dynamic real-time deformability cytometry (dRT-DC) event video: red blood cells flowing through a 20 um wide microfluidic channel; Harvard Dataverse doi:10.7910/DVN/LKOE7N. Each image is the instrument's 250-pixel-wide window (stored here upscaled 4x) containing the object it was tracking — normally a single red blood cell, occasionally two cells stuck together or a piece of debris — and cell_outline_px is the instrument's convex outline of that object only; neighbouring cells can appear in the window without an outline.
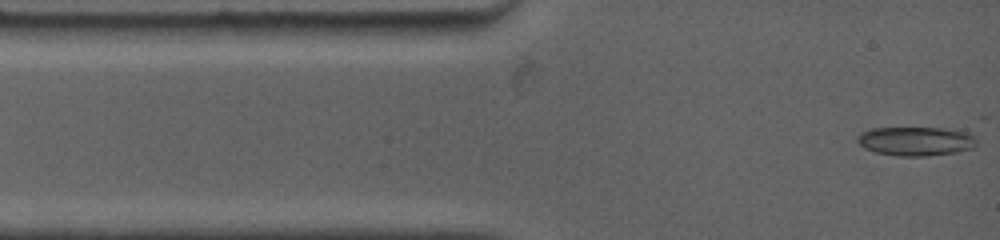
{"species": "common noctule bat (a hibernating species)", "species_latin": "Nyctalus noctula", "temperature_condition": "warm", "stored_images_in_passage": 10, "camera_frame_rate_fps": 4500, "um_per_image_px": 0.085, "animal": {"sex": "female", "body_mass_g": 19.0, "forearm_length_mm": 53.3}, "frame": {"image": 1, "passage_image": 1, "time_ms": 0.0, "image_size_px": [1000, 240], "cell_outline_px": [[976, 144], [972, 148], [956, 152], [928, 156], [896, 156], [876, 152], [864, 148], [856, 140], [856, 136], [860, 132], [872, 128], [944, 128], [968, 132], [976, 136]], "centroid_in_image_um": [77.84, 12.0], "position_along_channel_um": 7.2, "area_um2": 20.35}}
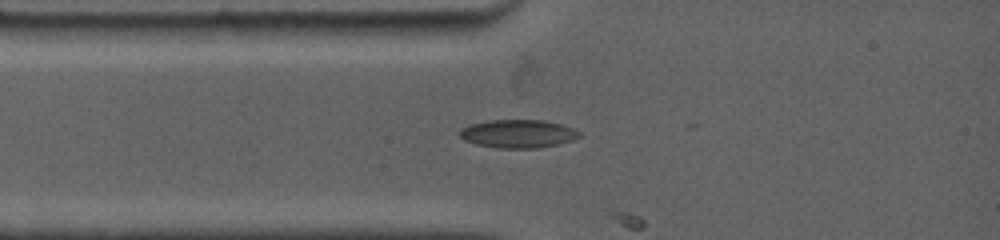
{"frame": {"image": 2, "passage_image": 9, "time_ms": 2.0, "image_size_px": [1000, 240], "cell_outline_px": [[580, 136], [572, 140], [556, 144], [536, 148], [496, 148], [476, 144], [464, 140], [460, 136], [460, 128], [468, 124], [488, 120], [544, 120], [560, 124], [572, 128], [580, 132]], "centroid_in_image_um": [43.98, 11.36], "position_along_channel_um": 41.0, "area_um2": 19.65}}